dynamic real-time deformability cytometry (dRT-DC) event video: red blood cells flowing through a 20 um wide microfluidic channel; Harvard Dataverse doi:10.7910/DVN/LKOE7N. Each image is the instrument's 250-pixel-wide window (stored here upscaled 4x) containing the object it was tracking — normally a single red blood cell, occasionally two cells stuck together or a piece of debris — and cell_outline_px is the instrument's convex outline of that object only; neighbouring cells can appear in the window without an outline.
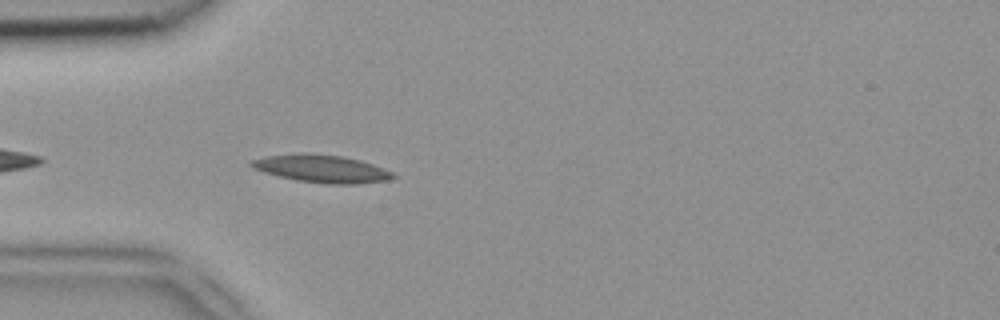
{"species": "common noctule bat (a hibernating species)", "species_latin": "Nyctalus noctula", "temperature_condition": "room temperature", "stored_images_in_passage": 6, "camera_frame_rate_fps": 3000, "um_per_image_px": 0.085, "animal": {"sex": "female", "body_mass_g": 18.4}, "frame": {"image": 1, "passage_image": 3, "time_ms": 0.667, "image_size_px": [1000, 320], "cell_outline_px": [[396, 176], [388, 180], [356, 184], [328, 184], [296, 180], [264, 172], [252, 168], [248, 164], [252, 160], [264, 156], [300, 152], [304, 152], [344, 156], [360, 160], [384, 168], [392, 172]], "centroid_in_image_um": [27.32, 14.32], "position_along_channel_um": 57.7, "area_um2": 23.0}}